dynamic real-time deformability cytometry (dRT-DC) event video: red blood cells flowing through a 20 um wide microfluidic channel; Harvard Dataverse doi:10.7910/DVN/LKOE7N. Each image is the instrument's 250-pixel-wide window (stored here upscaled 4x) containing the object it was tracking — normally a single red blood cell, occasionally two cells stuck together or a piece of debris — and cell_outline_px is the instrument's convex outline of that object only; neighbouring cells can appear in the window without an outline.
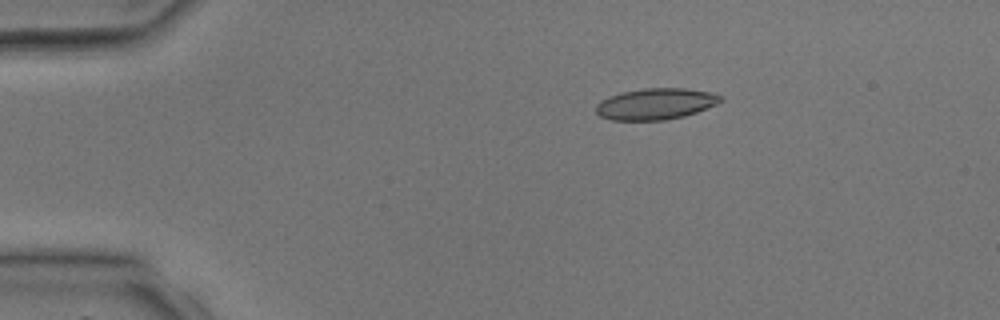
{"species": "common noctule bat (a hibernating species)", "species_latin": "Nyctalus noctula", "temperature_condition": "room temperature", "stored_images_in_passage": 4, "camera_frame_rate_fps": 3000, "um_per_image_px": 0.085, "animal": {"sex": "male", "body_mass_g": 17.9, "forearm_length_mm": 54.2}, "frame": {"image": 1, "passage_image": 2, "time_ms": 1.333, "image_size_px": [1000, 320], "cell_outline_px": [[724, 100], [716, 104], [696, 112], [684, 116], [664, 120], [612, 120], [600, 116], [596, 112], [596, 104], [600, 100], [608, 96], [620, 92], [644, 88], [684, 88], [708, 92], [724, 96]], "centroid_in_image_um": [55.71, 8.82], "position_along_channel_um": 29.3, "area_um2": 22.77}}
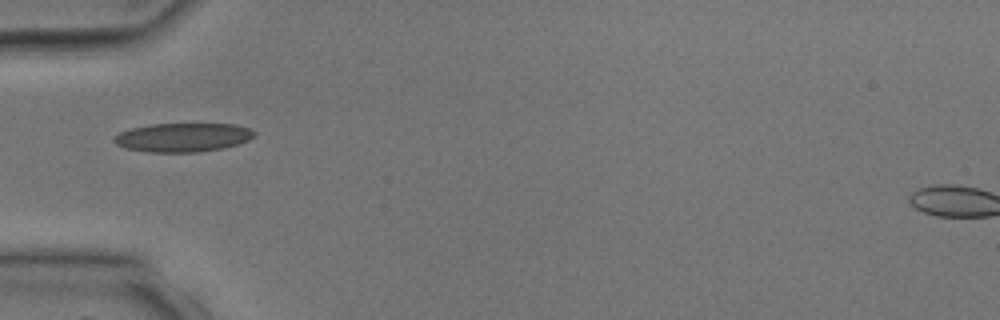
{"frame": {"image": 2, "passage_image": 4, "time_ms": 3.333, "image_size_px": [1000, 320], "cell_outline_px": [[256, 136], [248, 140], [224, 148], [200, 152], [148, 152], [124, 148], [116, 144], [112, 140], [120, 132], [132, 128], [152, 124], [236, 124], [248, 128], [256, 132]], "centroid_in_image_um": [15.56, 11.68], "position_along_channel_um": 69.4, "area_um2": 23.58}}